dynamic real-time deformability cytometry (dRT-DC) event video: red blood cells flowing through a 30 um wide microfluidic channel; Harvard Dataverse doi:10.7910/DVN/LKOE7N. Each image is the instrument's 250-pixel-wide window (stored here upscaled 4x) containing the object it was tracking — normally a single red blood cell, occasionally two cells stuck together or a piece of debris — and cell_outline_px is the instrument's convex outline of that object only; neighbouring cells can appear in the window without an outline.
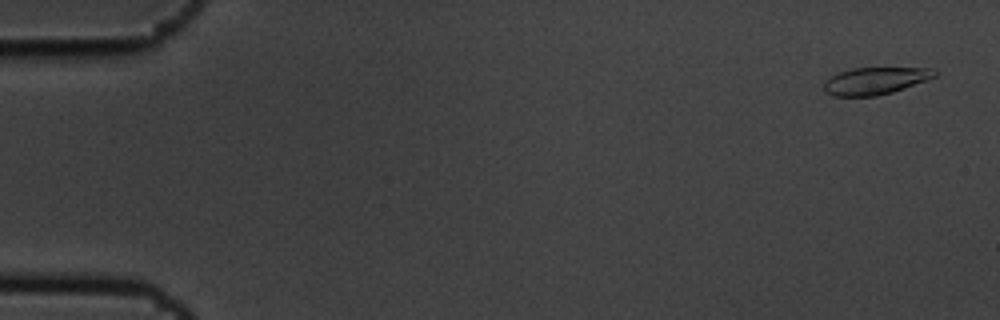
{"species": "common noctule bat (a hibernating species)", "species_latin": "Nyctalus noctula", "temperature_condition": "cold", "stored_images_in_passage": 6, "camera_frame_rate_fps": 3000, "um_per_image_px": 0.085, "animal": {"sex": "male", "body_mass_g": 19.5, "forearm_length_mm": 54.6}, "frame": {"image": 1, "passage_image": 1, "time_ms": 0.0, "image_size_px": [1000, 320], "cell_outline_px": [[936, 76], [928, 80], [892, 92], [876, 96], [832, 96], [824, 92], [824, 80], [840, 72], [852, 68], [936, 68]], "centroid_in_image_um": [74.39, 6.87], "position_along_channel_um": 10.6, "area_um2": 17.57}}